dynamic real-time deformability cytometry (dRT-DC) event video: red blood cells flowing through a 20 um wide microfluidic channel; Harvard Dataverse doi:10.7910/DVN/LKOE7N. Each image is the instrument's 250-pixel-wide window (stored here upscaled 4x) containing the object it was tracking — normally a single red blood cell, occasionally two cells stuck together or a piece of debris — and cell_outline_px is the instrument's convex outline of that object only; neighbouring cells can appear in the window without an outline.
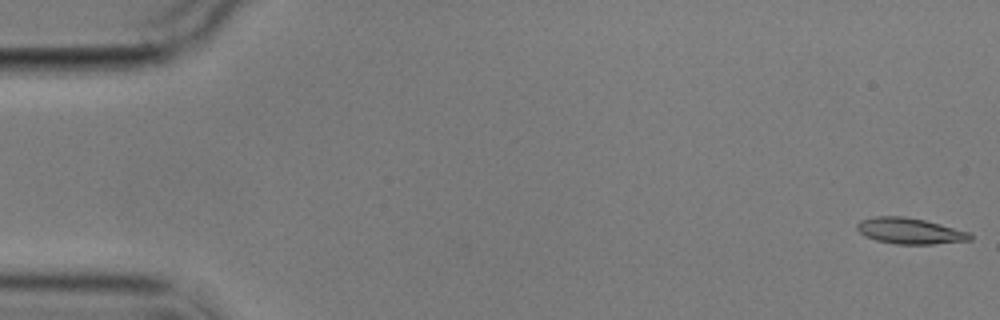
{"species": "common noctule bat (a hibernating species)", "species_latin": "Nyctalus noctula", "temperature_condition": "cold", "stored_images_in_passage": 10, "camera_frame_rate_fps": 3000, "um_per_image_px": 0.085, "animal": {"sex": "male", "body_mass_g": 17.9}, "frame": {"image": 1, "passage_image": 1, "time_ms": 0.0, "image_size_px": [1000, 320], "cell_outline_px": [[972, 240], [932, 244], [896, 244], [876, 240], [864, 236], [856, 228], [856, 224], [860, 220], [876, 216], [904, 216], [924, 220], [972, 232]], "centroid_in_image_um": [77.34, 19.63], "position_along_channel_um": 7.7, "area_um2": 17.22}}
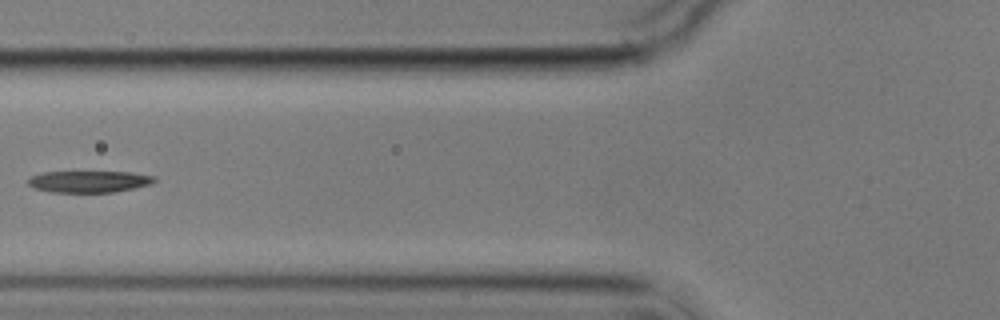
{"frame": {"image": 2, "passage_image": 7, "time_ms": 7.0, "image_size_px": [1000, 320], "cell_outline_px": [[156, 180], [152, 184], [116, 192], [52, 192], [36, 188], [28, 184], [28, 180], [32, 176], [40, 172], [132, 172], [156, 176]], "centroid_in_image_um": [7.62, 15.43], "position_along_channel_um": 118.2, "area_um2": 15.95}}
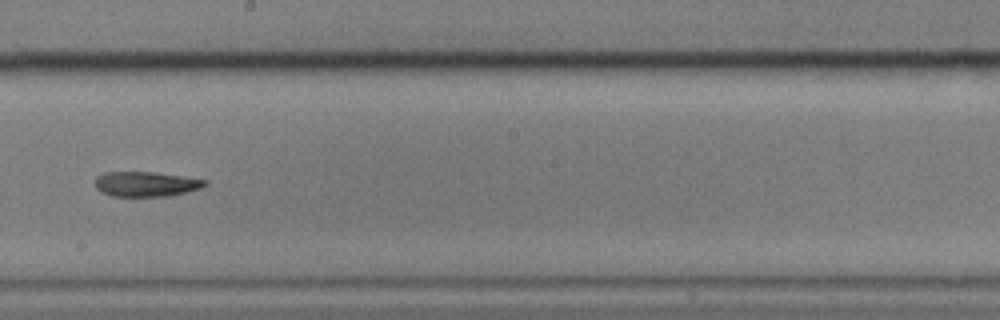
{"frame": {"image": 3, "passage_image": 10, "time_ms": 10.333, "image_size_px": [1000, 320], "cell_outline_px": [[208, 184], [200, 188], [168, 196], [112, 196], [100, 192], [96, 188], [96, 176], [104, 172], [152, 172], [208, 180]], "centroid_in_image_um": [12.38, 15.64], "position_along_channel_um": 235.8, "area_um2": 15.84}}